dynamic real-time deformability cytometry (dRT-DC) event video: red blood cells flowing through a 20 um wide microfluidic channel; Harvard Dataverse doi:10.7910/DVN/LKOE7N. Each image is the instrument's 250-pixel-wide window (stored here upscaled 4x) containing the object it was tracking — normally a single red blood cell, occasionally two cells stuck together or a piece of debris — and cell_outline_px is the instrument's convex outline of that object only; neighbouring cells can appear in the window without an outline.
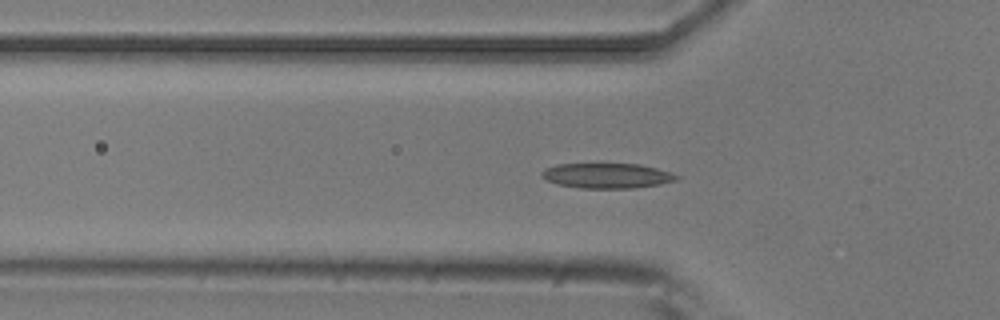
{"species": "common noctule bat (a hibernating species)", "species_latin": "Nyctalus noctula", "temperature_condition": "room temperature", "stored_images_in_passage": 54, "camera_frame_rate_fps": 3000, "um_per_image_px": 0.085, "animal": {"sex": "male", "body_mass_g": 20.5, "forearm_length_mm": 52.5}, "frame": {"image": 1, "passage_image": 17, "time_ms": 5.333, "image_size_px": [1000, 320], "cell_outline_px": [[680, 176], [676, 180], [660, 184], [636, 188], [580, 188], [556, 184], [540, 176], [540, 172], [544, 168], [556, 164], [640, 164], [672, 172]], "centroid_in_image_um": [51.58, 14.93], "position_along_channel_um": 74.2, "area_um2": 19.83}}
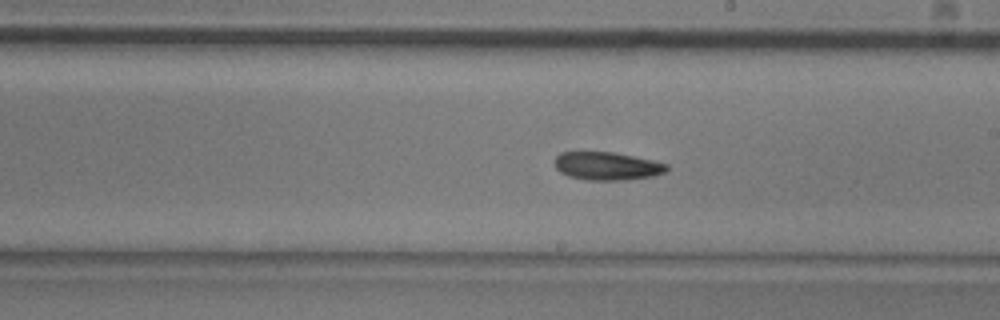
{"frame": {"image": 2, "passage_image": 30, "time_ms": 9.667, "image_size_px": [1000, 320], "cell_outline_px": [[668, 168], [664, 172], [652, 176], [624, 180], [588, 180], [568, 176], [560, 172], [556, 168], [552, 160], [560, 152], [612, 152], [652, 160], [668, 164]], "centroid_in_image_um": [51.54, 14.11], "position_along_channel_um": 237.5, "area_um2": 18.32}}
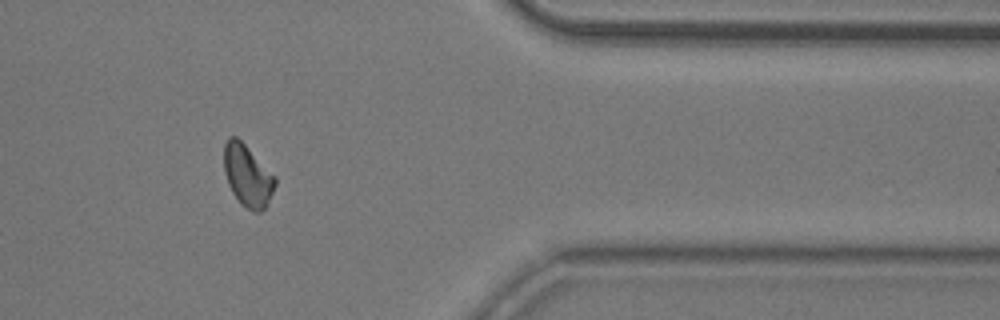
{"frame": {"image": 3, "passage_image": 44, "time_ms": 14.333, "image_size_px": [1000, 320], "cell_outline_px": [[276, 184], [264, 208], [260, 212], [252, 212], [240, 204], [232, 192], [228, 184], [224, 172], [224, 144], [228, 136], [236, 136], [276, 176]], "centroid_in_image_um": [21.02, 14.93], "position_along_channel_um": 390.4, "area_um2": 18.38}, "authors_computed_cell_mechanics": {"area_um2": 18.7272, "velocity_mm_per_s": 3.7448, "shape_relaxation_time_tau1_ms": 6.4471, "shape_relaxation_time_tau2_ms": null, "deformation_change_tau1": 0.1388, "deformation_change_tau2": null}}